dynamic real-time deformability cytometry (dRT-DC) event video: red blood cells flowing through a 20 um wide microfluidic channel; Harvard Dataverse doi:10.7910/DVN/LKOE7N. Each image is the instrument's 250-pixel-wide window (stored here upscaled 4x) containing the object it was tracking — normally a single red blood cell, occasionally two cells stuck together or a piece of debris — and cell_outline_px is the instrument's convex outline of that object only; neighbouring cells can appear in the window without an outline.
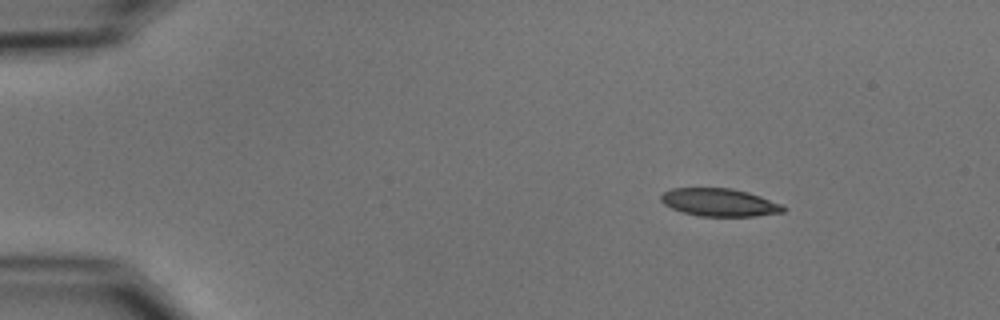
{"species": "common noctule bat (a hibernating species)", "species_latin": "Nyctalus noctula", "temperature_condition": "cold", "stored_images_in_passage": 48, "camera_frame_rate_fps": 3000, "um_per_image_px": 0.085, "animal": {"sex": "male", "body_mass_g": 15.6}, "frame": {"image": 1, "passage_image": 1, "time_ms": 0.0, "image_size_px": [1000, 320], "cell_outline_px": [[788, 208], [784, 212], [756, 216], [700, 216], [684, 212], [672, 208], [664, 204], [660, 200], [660, 196], [664, 192], [672, 188], [732, 188], [748, 192], [760, 196], [780, 204]], "centroid_in_image_um": [61.16, 17.2], "position_along_channel_um": 23.8, "area_um2": 19.77}}
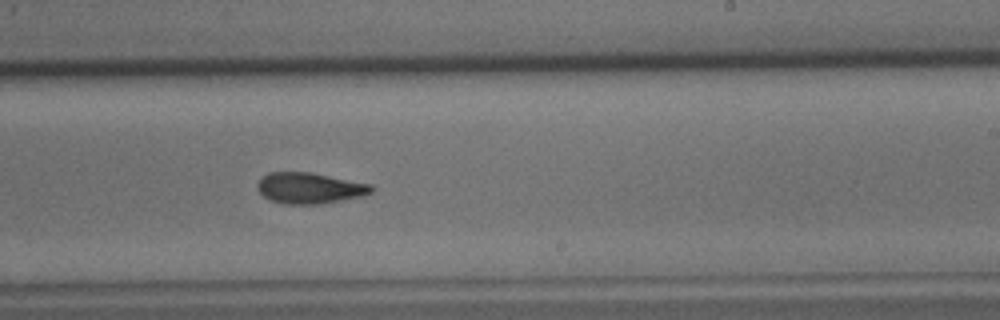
{"frame": {"image": 2, "passage_image": 27, "time_ms": 8.667, "image_size_px": [1000, 320], "cell_outline_px": [[376, 188], [372, 192], [360, 196], [340, 200], [316, 204], [284, 204], [268, 200], [256, 188], [256, 184], [268, 172], [308, 172], [372, 184]], "centroid_in_image_um": [26.29, 15.99], "position_along_channel_um": 262.7, "area_um2": 20.46}}
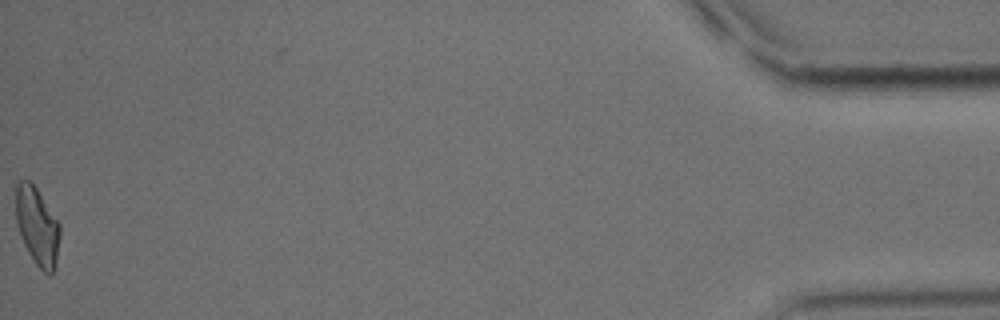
{"frame": {"image": 3, "passage_image": 48, "time_ms": 15.667, "image_size_px": [1000, 320], "cell_outline_px": [[60, 236], [56, 260], [52, 272], [48, 276], [36, 264], [28, 252], [24, 244], [16, 220], [16, 188], [20, 180], [28, 180], [36, 188], [60, 224]], "centroid_in_image_um": [3.17, 19.24], "position_along_channel_um": 432.0, "area_um2": 19.59}, "authors_computed_cell_mechanics": {"area_um2": 20.5768, "velocity_mm_per_s": 3.7151, "shape_relaxation_time_tau1_ms": 3.8261, "shape_relaxation_time_tau2_ms": 3.4559, "deformation_change_tau1": 0.1558, "deformation_change_tau2": 0.108}}